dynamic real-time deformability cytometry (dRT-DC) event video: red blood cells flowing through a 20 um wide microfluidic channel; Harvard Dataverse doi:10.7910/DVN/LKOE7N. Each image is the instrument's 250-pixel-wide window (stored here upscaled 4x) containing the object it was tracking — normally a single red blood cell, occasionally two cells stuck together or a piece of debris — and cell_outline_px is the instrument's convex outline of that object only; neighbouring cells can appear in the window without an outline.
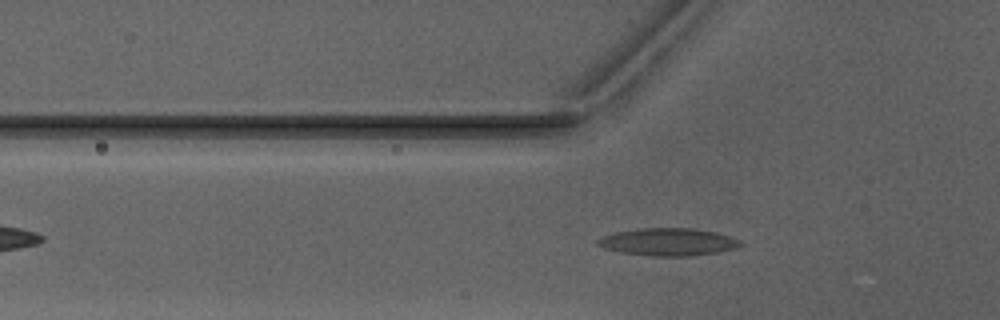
{"species": "Egyptian fruit bat (a non-hibernating species)", "species_latin": "Rousettus aegyptiacus", "temperature_condition": "warm", "stored_images_in_passage": 45, "camera_frame_rate_fps": 3000, "um_per_image_px": 0.085, "animal": {"sex": "male"}, "frame": {"image": 1, "passage_image": 17, "time_ms": 5.333, "image_size_px": [1000, 320], "cell_outline_px": [[744, 244], [736, 248], [720, 252], [692, 256], [652, 256], [620, 252], [604, 248], [596, 244], [596, 240], [604, 236], [616, 232], [636, 228], [692, 228], [716, 232], [740, 240]], "centroid_in_image_um": [56.81, 20.57], "position_along_channel_um": 69.0, "area_um2": 23.0}}
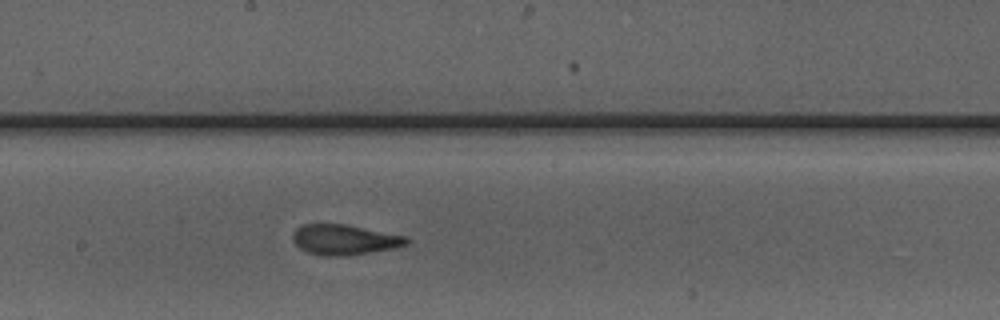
{"frame": {"image": 2, "passage_image": 28, "time_ms": 9.0, "image_size_px": [1000, 320], "cell_outline_px": [[412, 240], [408, 244], [396, 248], [344, 256], [324, 256], [308, 252], [300, 248], [292, 240], [292, 236], [296, 228], [304, 224], [344, 224], [408, 236]], "centroid_in_image_um": [29.32, 20.37], "position_along_channel_um": 218.9, "area_um2": 20.17}}
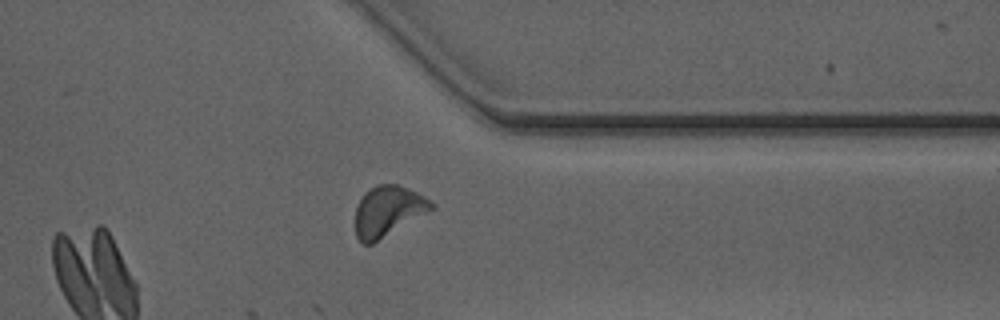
{"frame": {"image": 3, "passage_image": 40, "time_ms": 13.0, "image_size_px": [1000, 320], "cell_outline_px": [[436, 208], [372, 244], [364, 244], [356, 236], [356, 208], [364, 192], [376, 184], [396, 184], [416, 192], [424, 196], [436, 204]], "centroid_in_image_um": [33.0, 17.94], "position_along_channel_um": 378.4, "area_um2": 22.31}}